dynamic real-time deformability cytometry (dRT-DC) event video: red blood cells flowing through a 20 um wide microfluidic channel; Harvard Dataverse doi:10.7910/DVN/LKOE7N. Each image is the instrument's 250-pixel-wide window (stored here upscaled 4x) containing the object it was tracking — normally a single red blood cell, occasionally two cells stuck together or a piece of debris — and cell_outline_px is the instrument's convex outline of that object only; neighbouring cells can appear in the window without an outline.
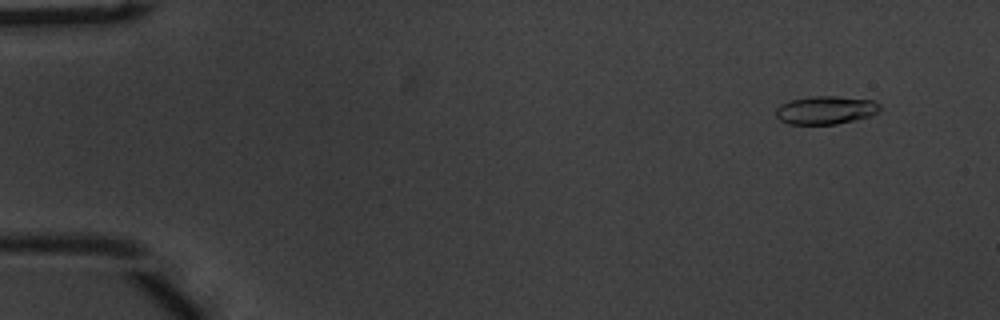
{"species": "common noctule bat (a hibernating species)", "species_latin": "Nyctalus noctula", "temperature_condition": "warm", "stored_images_in_passage": 14, "camera_frame_rate_fps": 3000, "um_per_image_px": 0.085, "animal": {"sex": "male", "body_mass_g": 20.1, "forearm_length_mm": 53.5}, "frame": {"image": 1, "passage_image": 5, "time_ms": 1.333, "image_size_px": [1000, 320], "cell_outline_px": [[880, 112], [868, 116], [836, 124], [788, 124], [780, 120], [776, 116], [776, 108], [780, 104], [792, 100], [812, 96], [836, 96], [872, 100], [880, 104]], "centroid_in_image_um": [70.17, 9.35], "position_along_channel_um": 14.8, "area_um2": 16.99}}